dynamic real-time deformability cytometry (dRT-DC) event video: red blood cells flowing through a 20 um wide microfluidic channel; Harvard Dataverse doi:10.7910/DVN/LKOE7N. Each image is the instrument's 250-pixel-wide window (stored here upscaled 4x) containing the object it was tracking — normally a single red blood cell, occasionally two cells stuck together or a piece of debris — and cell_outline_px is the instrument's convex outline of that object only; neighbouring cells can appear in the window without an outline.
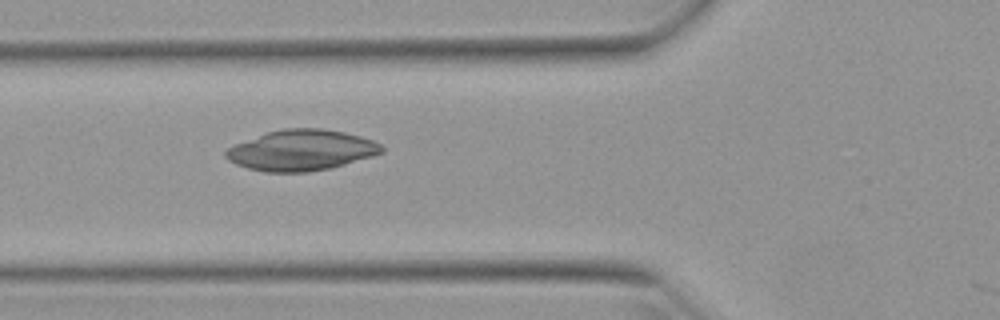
{"species": "Egyptian fruit bat (a non-hibernating species)", "species_latin": "Rousettus aegyptiacus", "temperature_condition": "warm", "stored_images_in_passage": 18, "camera_frame_rate_fps": 3000, "um_per_image_px": 0.085, "animal": {"sex": "female"}, "frame": {"image": 1, "passage_image": 17, "time_ms": 5.333, "image_size_px": [1000, 320], "cell_outline_px": [[384, 152], [372, 156], [344, 164], [328, 168], [308, 172], [264, 172], [248, 168], [236, 164], [228, 160], [224, 156], [224, 152], [228, 148], [236, 144], [268, 132], [284, 128], [324, 128], [344, 132], [360, 136], [372, 140], [380, 144], [384, 148]], "centroid_in_image_um": [25.61, 12.77], "position_along_channel_um": 100.2, "area_um2": 36.76}}